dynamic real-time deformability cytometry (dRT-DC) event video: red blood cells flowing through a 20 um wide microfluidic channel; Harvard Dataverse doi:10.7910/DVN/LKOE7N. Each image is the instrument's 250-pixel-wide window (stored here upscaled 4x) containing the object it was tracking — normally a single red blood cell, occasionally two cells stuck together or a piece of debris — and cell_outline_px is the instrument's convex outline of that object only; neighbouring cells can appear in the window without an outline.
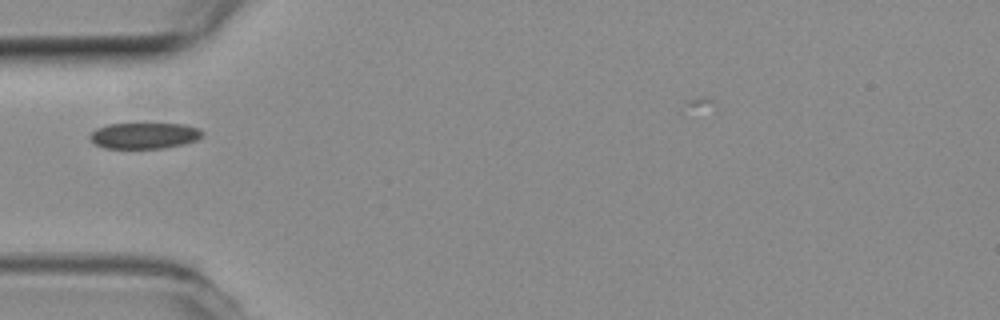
{"species": "common noctule bat (a hibernating species)", "species_latin": "Nyctalus noctula", "temperature_condition": "room temperature", "stored_images_in_passage": 5, "camera_frame_rate_fps": 3000, "um_per_image_px": 0.085, "animal": {"sex": "female", "body_mass_g": 19.3, "forearm_length_mm": 54.1}, "frame": {"image": 1, "passage_image": 3, "time_ms": 0.667, "image_size_px": [1000, 320], "cell_outline_px": [[204, 136], [196, 140], [184, 144], [164, 148], [104, 148], [96, 144], [88, 136], [96, 128], [108, 124], [184, 124], [200, 128], [204, 132]], "centroid_in_image_um": [12.31, 11.52], "position_along_channel_um": 72.7, "area_um2": 17.11}}
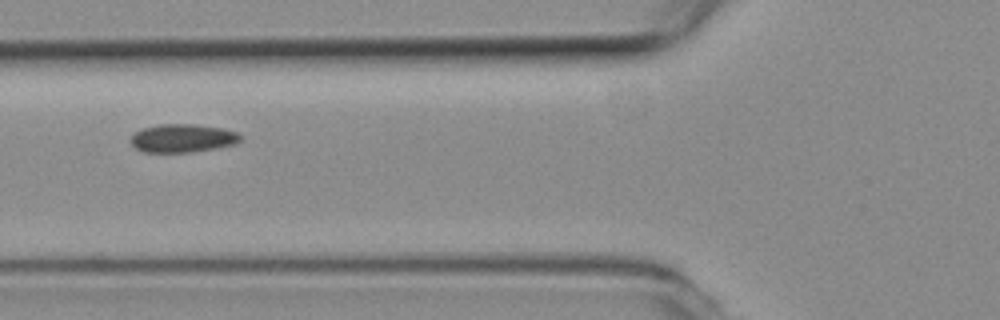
{"frame": {"image": 2, "passage_image": 4, "time_ms": 1.0, "image_size_px": [1000, 320], "cell_outline_px": [[240, 140], [232, 144], [192, 152], [144, 152], [136, 148], [128, 140], [136, 132], [144, 128], [160, 124], [196, 124], [224, 128], [236, 132], [240, 136]], "centroid_in_image_um": [15.48, 11.74], "position_along_channel_um": 110.3, "area_um2": 17.86}}
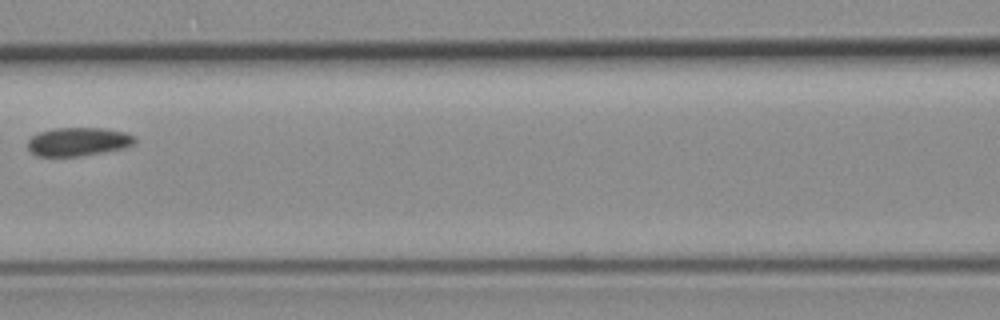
{"frame": {"image": 3, "passage_image": 5, "time_ms": 1.333, "image_size_px": [1000, 320], "cell_outline_px": [[136, 140], [132, 144], [124, 148], [104, 152], [80, 156], [36, 156], [28, 148], [28, 140], [32, 136], [40, 132], [52, 128], [104, 128], [124, 132], [136, 136]], "centroid_in_image_um": [6.65, 12.04], "position_along_channel_um": 160.0, "area_um2": 17.8}}